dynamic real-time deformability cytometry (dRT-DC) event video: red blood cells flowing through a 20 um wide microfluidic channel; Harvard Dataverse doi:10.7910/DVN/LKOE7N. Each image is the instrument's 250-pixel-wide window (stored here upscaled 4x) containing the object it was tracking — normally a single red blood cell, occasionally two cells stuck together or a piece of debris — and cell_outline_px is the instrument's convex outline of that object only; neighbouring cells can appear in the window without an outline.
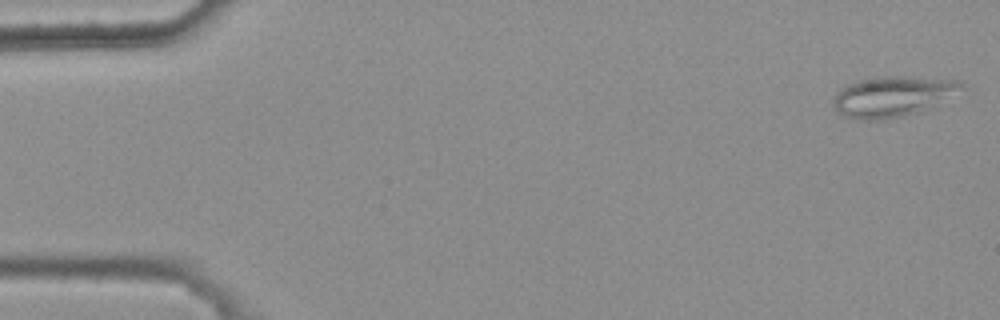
{"species": "common noctule bat (a hibernating species)", "species_latin": "Nyctalus noctula", "temperature_condition": "warm", "stored_images_in_passage": 6, "camera_frame_rate_fps": 3000, "um_per_image_px": 0.085, "animal": {"sex": "female", "body_mass_g": 25.1}, "frame": {"image": 1, "passage_image": 1, "time_ms": 0.0, "image_size_px": [1000, 320], "cell_outline_px": [[964, 84], [928, 108], [904, 116], [884, 120], [864, 120], [844, 116], [832, 104], [832, 100], [836, 92], [840, 88], [848, 84], [860, 80], [884, 76], [912, 76], [960, 80]], "centroid_in_image_um": [75.77, 8.19], "position_along_channel_um": 9.2, "area_um2": 29.59}}